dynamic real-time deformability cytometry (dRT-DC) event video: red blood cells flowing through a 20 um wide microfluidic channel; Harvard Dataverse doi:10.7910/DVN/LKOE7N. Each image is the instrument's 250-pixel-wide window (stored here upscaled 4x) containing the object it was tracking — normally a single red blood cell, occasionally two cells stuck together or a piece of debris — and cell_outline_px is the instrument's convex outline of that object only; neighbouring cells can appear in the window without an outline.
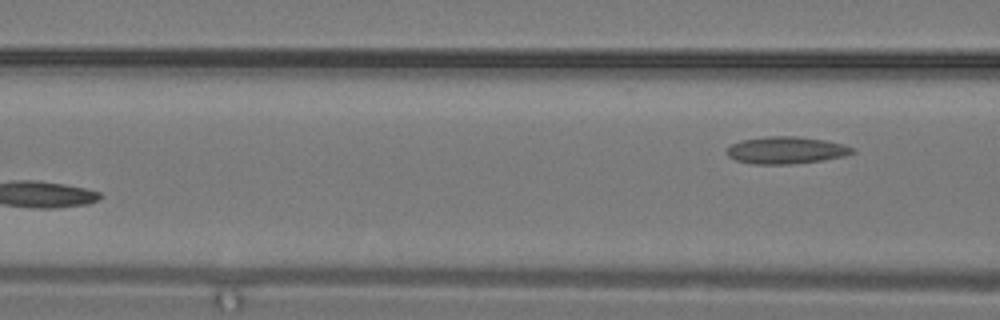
{"species": "common noctule bat (a hibernating species)", "species_latin": "Nyctalus noctula", "temperature_condition": "warm", "stored_images_in_passage": 7, "segment_of_instrument_passage": [2, 2], "camera_frame_rate_fps": 3000, "um_per_image_px": 0.085, "animal": {"sex": "male", "body_mass_g": 19.2, "forearm_length_mm": 51.8}, "frame": {"image": 1, "passage_image": 7, "time_ms": 2.0, "image_size_px": [1000, 320], "cell_outline_px": [[856, 152], [844, 156], [824, 160], [788, 164], [752, 164], [736, 160], [728, 156], [728, 148], [732, 144], [740, 140], [768, 136], [796, 136], [824, 140], [840, 144], [852, 148]], "centroid_in_image_um": [66.8, 12.77], "position_along_channel_um": 99.8, "area_um2": 19.65}}